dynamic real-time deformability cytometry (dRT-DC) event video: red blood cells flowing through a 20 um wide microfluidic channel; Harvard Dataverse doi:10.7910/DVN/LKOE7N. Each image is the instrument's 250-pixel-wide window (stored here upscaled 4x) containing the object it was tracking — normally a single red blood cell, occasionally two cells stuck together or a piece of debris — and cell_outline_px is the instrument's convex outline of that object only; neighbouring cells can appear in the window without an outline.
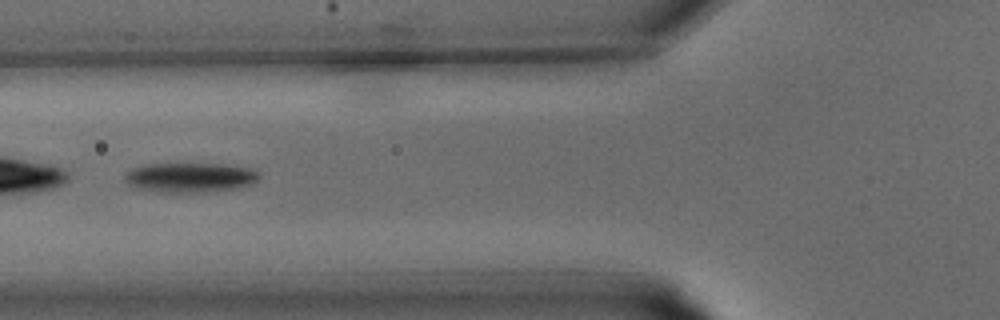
{"species": "common noctule bat (a hibernating species)", "species_latin": "Nyctalus noctula", "temperature_condition": "warm", "stored_images_in_passage": 25, "camera_frame_rate_fps": 3000, "um_per_image_px": 0.085, "animal": {"sex": "male", "body_mass_g": 15.6}, "frame": {"image": 1, "passage_image": 7, "time_ms": 2.0, "image_size_px": [1000, 320], "cell_outline_px": [[260, 176], [252, 184], [232, 188], [208, 192], [156, 192], [136, 188], [128, 184], [124, 180], [124, 176], [132, 168], [144, 164], [228, 164], [252, 168]], "centroid_in_image_um": [16.12, 15.08], "position_along_channel_um": 109.7, "area_um2": 23.24}}
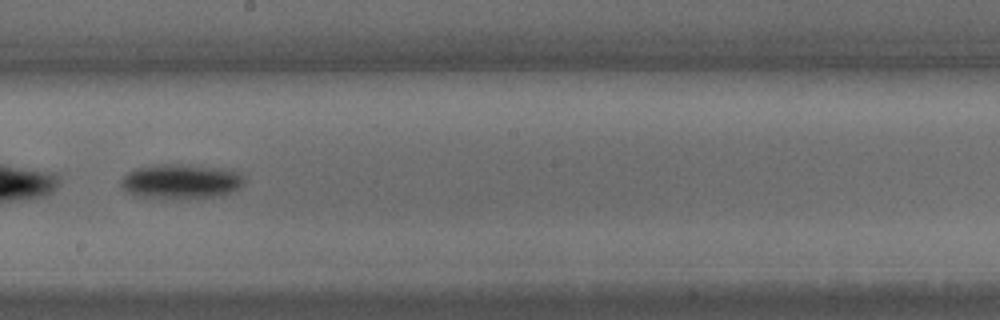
{"frame": {"image": 2, "passage_image": 13, "time_ms": 4.0, "image_size_px": [1000, 320], "cell_outline_px": [[244, 184], [240, 188], [232, 192], [220, 196], [168, 200], [164, 200], [132, 196], [120, 188], [120, 180], [128, 172], [136, 168], [160, 164], [176, 164], [232, 168], [240, 172], [244, 176]], "centroid_in_image_um": [15.38, 15.44], "position_along_channel_um": 232.8, "area_um2": 26.01}}
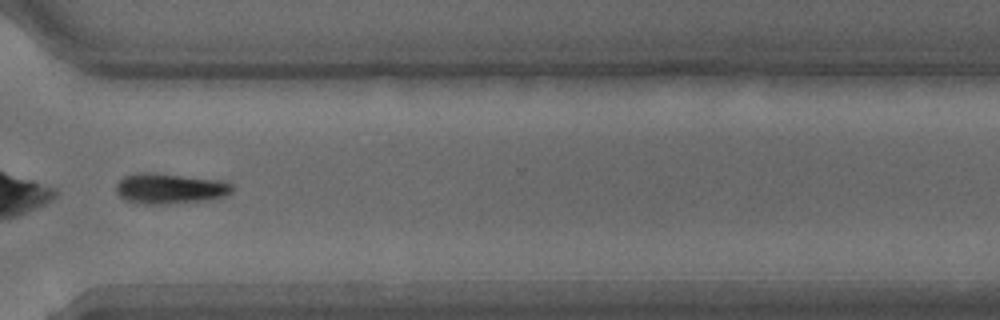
{"frame": {"image": 3, "passage_image": 19, "time_ms": 6.0, "image_size_px": [1000, 320], "cell_outline_px": [[232, 192], [224, 196], [208, 200], [168, 204], [136, 204], [124, 200], [116, 192], [116, 184], [124, 176], [136, 172], [156, 172], [228, 180], [232, 184]], "centroid_in_image_um": [14.45, 16.01], "position_along_channel_um": 356.1, "area_um2": 21.33}}